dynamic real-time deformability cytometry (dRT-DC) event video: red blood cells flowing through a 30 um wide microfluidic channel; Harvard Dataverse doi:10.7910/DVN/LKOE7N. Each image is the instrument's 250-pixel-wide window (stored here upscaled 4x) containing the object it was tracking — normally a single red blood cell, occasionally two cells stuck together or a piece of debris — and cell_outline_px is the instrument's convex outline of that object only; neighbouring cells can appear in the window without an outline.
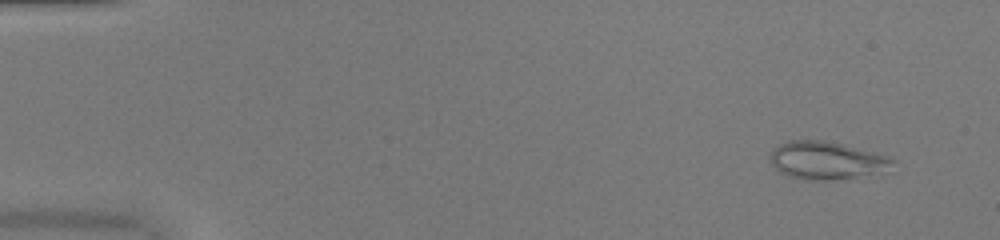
{"species": "common noctule bat (a hibernating species)", "species_latin": "Nyctalus noctula", "temperature_condition": "warm", "stored_images_in_passage": 51, "camera_frame_rate_fps": 3000, "um_per_image_px": 0.085, "animal": {"sex": "female", "body_mass_g": 20.0, "forearm_length_mm": 54.0}, "frame": {"image": 1, "passage_image": 4, "time_ms": 1.0, "image_size_px": [1000, 240], "cell_outline_px": [[896, 160], [892, 172], [828, 180], [804, 180], [788, 176], [780, 172], [772, 164], [768, 156], [780, 144], [788, 140], [824, 140], [888, 156]], "centroid_in_image_um": [70.31, 13.66], "position_along_channel_um": 14.7, "area_um2": 27.17}}
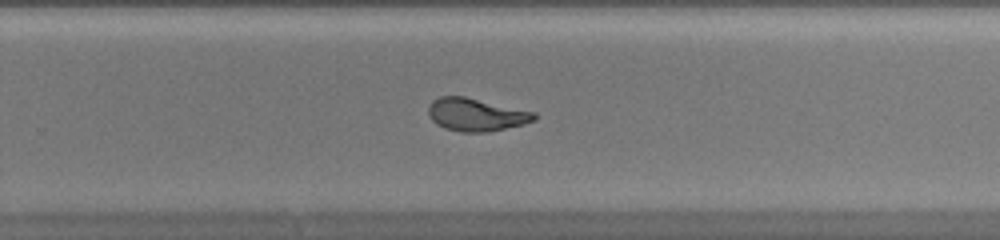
{"frame": {"image": 2, "passage_image": 34, "time_ms": 11.0, "image_size_px": [1000, 240], "cell_outline_px": [[536, 120], [524, 124], [488, 132], [460, 132], [444, 128], [436, 124], [428, 116], [428, 108], [432, 100], [440, 96], [464, 96], [536, 112]], "centroid_in_image_um": [40.46, 9.75], "position_along_channel_um": 289.3, "area_um2": 20.4}}
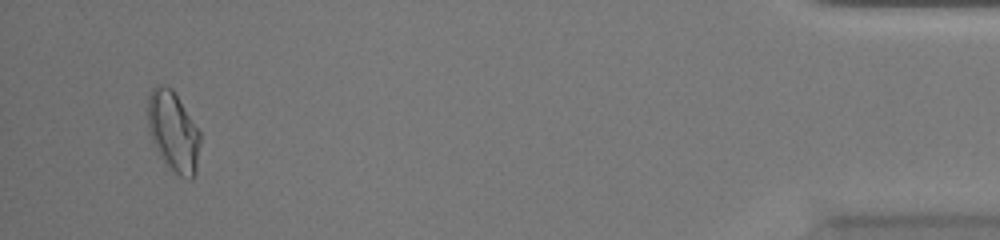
{"frame": {"image": 3, "passage_image": 49, "time_ms": 16.0, "image_size_px": [1000, 240], "cell_outline_px": [[200, 144], [196, 172], [192, 180], [188, 180], [180, 176], [160, 156], [152, 140], [148, 128], [148, 96], [152, 88], [160, 84], [164, 84], [172, 88], [200, 132]], "centroid_in_image_um": [14.74, 11.16], "position_along_channel_um": 420.5, "area_um2": 24.28}, "authors_computed_cell_mechanics": {"area_um2": 22.1374, "velocity_mm_per_s": 4.0667, "shape_relaxation_time_tau1_ms": null, "shape_relaxation_time_tau2_ms": 1.0163, "deformation_change_tau1": null, "deformation_change_tau2": 0.0677}}